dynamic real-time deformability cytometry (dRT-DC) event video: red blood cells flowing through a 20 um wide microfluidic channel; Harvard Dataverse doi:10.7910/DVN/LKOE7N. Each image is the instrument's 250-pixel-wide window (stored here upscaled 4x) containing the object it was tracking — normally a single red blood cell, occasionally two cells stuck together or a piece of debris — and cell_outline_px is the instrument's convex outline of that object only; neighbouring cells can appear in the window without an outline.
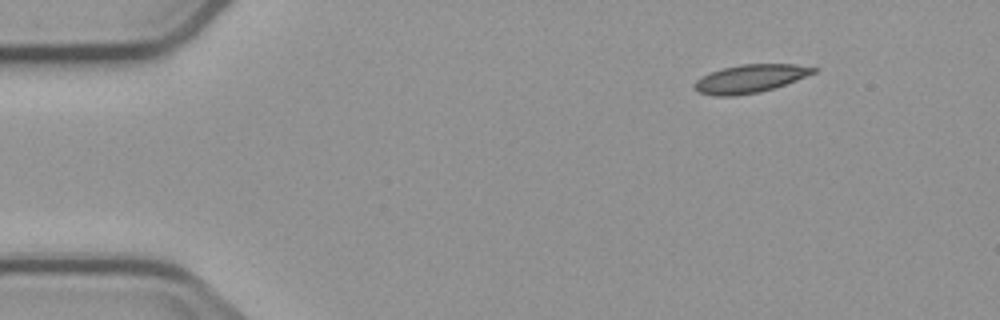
{"species": "common noctule bat (a hibernating species)", "species_latin": "Nyctalus noctula", "temperature_condition": "cold", "stored_images_in_passage": 7, "camera_frame_rate_fps": 3000, "um_per_image_px": 0.085, "animal": {"sex": "male", "body_mass_g": 23.1, "forearm_length_mm": 52.7}, "frame": {"image": 1, "passage_image": 3, "time_ms": 28.667, "image_size_px": [1000, 320], "cell_outline_px": [[820, 68], [816, 72], [796, 80], [760, 92], [736, 96], [712, 96], [700, 92], [692, 84], [700, 76], [724, 68], [740, 64], [796, 64]], "centroid_in_image_um": [63.76, 6.68], "position_along_channel_um": 21.2, "area_um2": 19.48}}
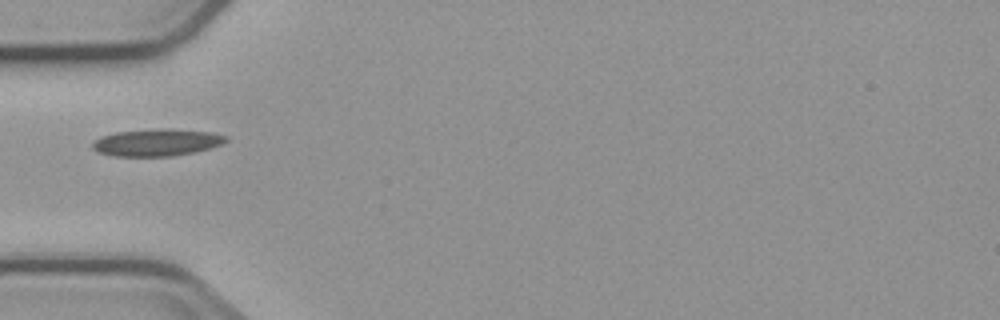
{"frame": {"image": 2, "passage_image": 6, "time_ms": 32.333, "image_size_px": [1000, 320], "cell_outline_px": [[228, 140], [224, 144], [212, 148], [172, 156], [116, 156], [100, 152], [92, 148], [92, 144], [100, 136], [116, 132], [168, 128], [212, 132], [228, 136]], "centroid_in_image_um": [13.39, 12.1], "position_along_channel_um": 71.6, "area_um2": 21.04}}
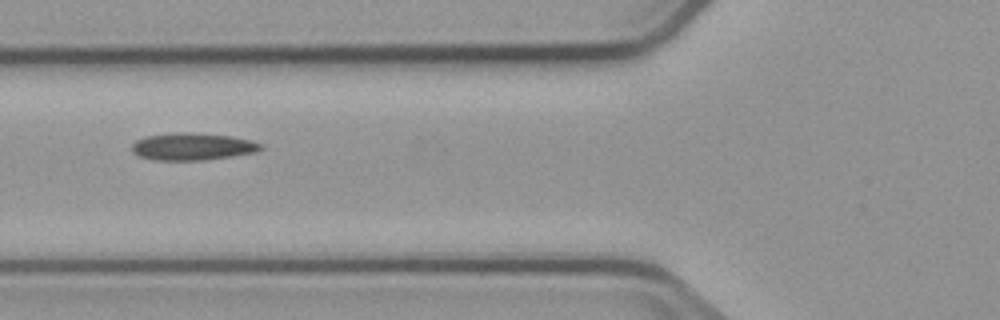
{"frame": {"image": 3, "passage_image": 7, "time_ms": 33.333, "image_size_px": [1000, 320], "cell_outline_px": [[264, 148], [256, 152], [232, 156], [204, 160], [156, 160], [136, 156], [132, 152], [132, 144], [136, 140], [144, 136], [180, 132], [192, 132], [232, 136], [252, 140], [260, 144]], "centroid_in_image_um": [16.34, 12.45], "position_along_channel_um": 109.5, "area_um2": 20.63}}